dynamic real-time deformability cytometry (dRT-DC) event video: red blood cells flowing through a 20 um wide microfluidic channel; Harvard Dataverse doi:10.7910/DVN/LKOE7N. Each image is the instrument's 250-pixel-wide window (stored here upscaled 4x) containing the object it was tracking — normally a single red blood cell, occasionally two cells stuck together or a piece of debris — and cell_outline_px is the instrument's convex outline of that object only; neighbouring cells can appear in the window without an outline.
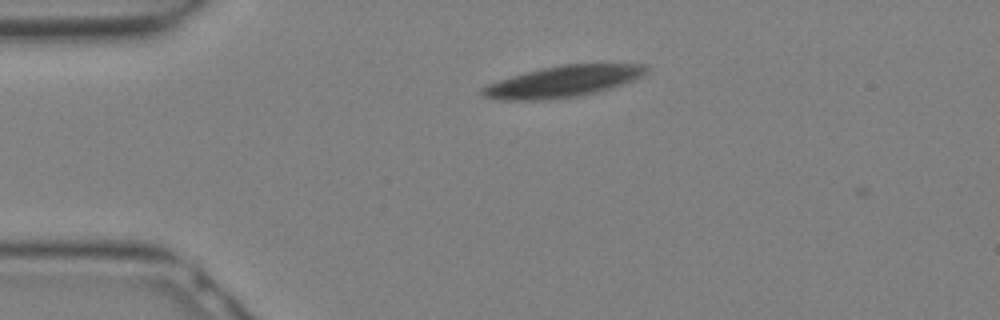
{"species": "Egyptian fruit bat (a non-hibernating species)", "species_latin": "Rousettus aegyptiacus", "temperature_condition": "warm", "stored_images_in_passage": 3, "camera_frame_rate_fps": 3000, "um_per_image_px": 0.085, "animal": {"sex": "female"}, "frame": {"image": 1, "passage_image": 1, "time_ms": 0.0, "image_size_px": [1000, 320], "cell_outline_px": [[648, 72], [636, 80], [612, 88], [580, 96], [544, 100], [500, 100], [484, 96], [480, 92], [480, 88], [488, 84], [512, 76], [560, 64], [648, 64]], "centroid_in_image_um": [47.91, 6.93], "position_along_channel_um": 37.1, "area_um2": 29.94}}